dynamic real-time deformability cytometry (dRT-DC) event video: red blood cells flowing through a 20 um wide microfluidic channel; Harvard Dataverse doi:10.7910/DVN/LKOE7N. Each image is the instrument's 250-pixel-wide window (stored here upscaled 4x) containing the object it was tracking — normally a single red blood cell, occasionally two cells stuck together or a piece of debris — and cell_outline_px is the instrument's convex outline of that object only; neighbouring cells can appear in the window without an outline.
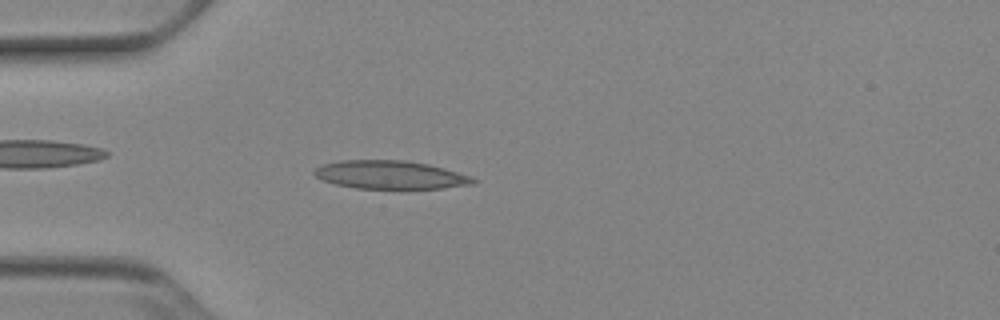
{"species": "Egyptian fruit bat (a non-hibernating species)", "species_latin": "Rousettus aegyptiacus", "temperature_condition": "cold", "stored_images_in_passage": 51, "camera_frame_rate_fps": 3000, "um_per_image_px": 0.085, "animal": {"sex": "female"}, "frame": {"image": 1, "passage_image": 14, "time_ms": 4.333, "image_size_px": [1000, 320], "cell_outline_px": [[480, 180], [472, 184], [440, 188], [356, 188], [336, 184], [324, 180], [316, 176], [312, 172], [320, 164], [340, 160], [404, 160], [428, 164], [444, 168], [472, 176]], "centroid_in_image_um": [33.18, 14.85], "position_along_channel_um": 51.8, "area_um2": 26.13}}
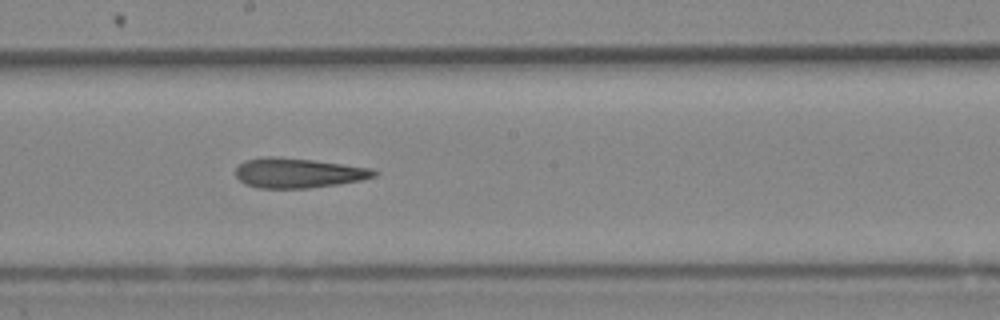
{"frame": {"image": 2, "passage_image": 28, "time_ms": 9.0, "image_size_px": [1000, 320], "cell_outline_px": [[380, 172], [376, 176], [364, 180], [308, 188], [256, 188], [244, 184], [236, 176], [236, 168], [244, 160], [264, 156], [276, 156], [312, 160], [344, 164], [372, 168]], "centroid_in_image_um": [25.35, 14.7], "position_along_channel_um": 222.8, "area_um2": 24.28}}
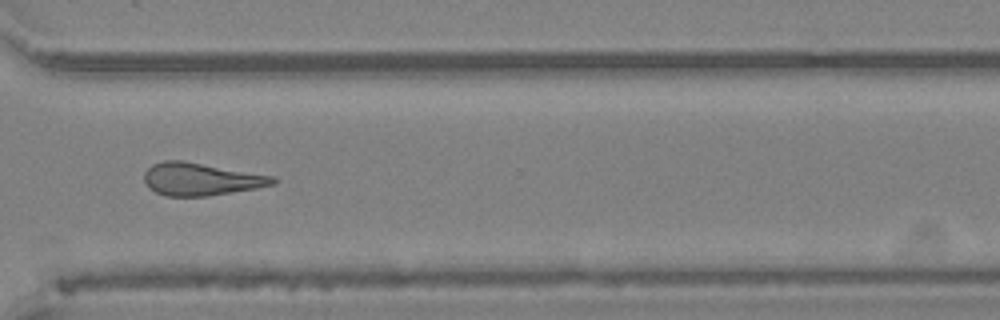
{"frame": {"image": 3, "passage_image": 38, "time_ms": 12.333, "image_size_px": [1000, 320], "cell_outline_px": [[280, 180], [276, 184], [256, 188], [208, 196], [168, 196], [156, 192], [148, 188], [144, 184], [144, 172], [152, 164], [164, 160], [184, 160], [276, 176]], "centroid_in_image_um": [17.11, 15.22], "position_along_channel_um": 353.5, "area_um2": 24.85}, "authors_computed_cell_mechanics": {"area_um2": 24.7962, "velocity_mm_per_s": 3.9109, "shape_relaxation_time_tau1_ms": null, "shape_relaxation_time_tau2_ms": 6.8127, "deformation_change_tau1": null, "deformation_change_tau2": 0.2006}}